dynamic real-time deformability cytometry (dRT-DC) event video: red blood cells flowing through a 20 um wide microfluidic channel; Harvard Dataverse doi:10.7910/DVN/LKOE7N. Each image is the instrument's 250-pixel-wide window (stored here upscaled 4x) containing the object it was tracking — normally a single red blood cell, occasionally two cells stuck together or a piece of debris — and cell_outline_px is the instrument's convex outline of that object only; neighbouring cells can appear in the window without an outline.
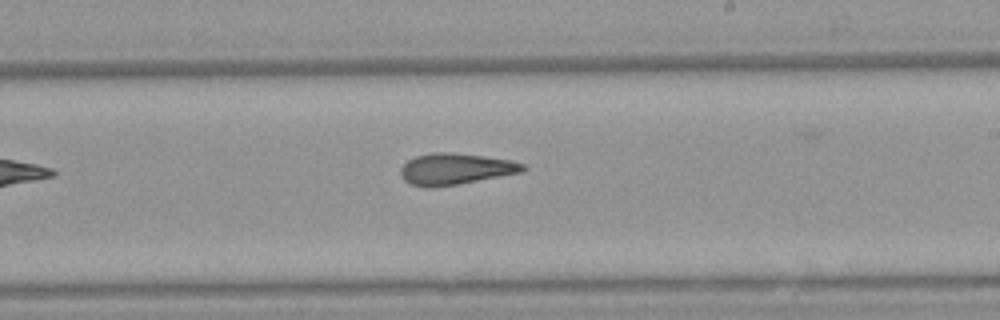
{"species": "Egyptian fruit bat (a non-hibernating species)", "species_latin": "Rousettus aegyptiacus", "temperature_condition": "warm", "stored_images_in_passage": 10, "camera_frame_rate_fps": 3000, "um_per_image_px": 0.085, "animal": {"sex": "female"}, "frame": {"image": 1, "passage_image": 10, "time_ms": 11.667, "image_size_px": [1000, 320], "cell_outline_px": [[528, 168], [524, 172], [456, 184], [432, 188], [424, 188], [412, 184], [404, 180], [400, 176], [400, 168], [408, 160], [416, 156], [432, 152], [452, 152], [484, 156], [508, 160], [524, 164]], "centroid_in_image_um": [38.69, 14.36], "position_along_channel_um": 250.3, "area_um2": 22.37}}